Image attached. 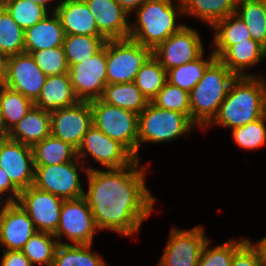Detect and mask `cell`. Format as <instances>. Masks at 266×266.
Returning <instances> with one entry per match:
<instances>
[{
    "label": "cell",
    "instance_id": "obj_1",
    "mask_svg": "<svg viewBox=\"0 0 266 266\" xmlns=\"http://www.w3.org/2000/svg\"><path fill=\"white\" fill-rule=\"evenodd\" d=\"M136 159L122 168H91L84 198L99 231L130 237L139 232L155 209L156 198L146 185L147 165Z\"/></svg>",
    "mask_w": 266,
    "mask_h": 266
},
{
    "label": "cell",
    "instance_id": "obj_2",
    "mask_svg": "<svg viewBox=\"0 0 266 266\" xmlns=\"http://www.w3.org/2000/svg\"><path fill=\"white\" fill-rule=\"evenodd\" d=\"M266 77L237 76L217 115L203 129L219 126L231 130L255 121L266 114Z\"/></svg>",
    "mask_w": 266,
    "mask_h": 266
},
{
    "label": "cell",
    "instance_id": "obj_3",
    "mask_svg": "<svg viewBox=\"0 0 266 266\" xmlns=\"http://www.w3.org/2000/svg\"><path fill=\"white\" fill-rule=\"evenodd\" d=\"M133 13L129 38L151 50L185 25L177 22L184 15L181 0H147Z\"/></svg>",
    "mask_w": 266,
    "mask_h": 266
},
{
    "label": "cell",
    "instance_id": "obj_4",
    "mask_svg": "<svg viewBox=\"0 0 266 266\" xmlns=\"http://www.w3.org/2000/svg\"><path fill=\"white\" fill-rule=\"evenodd\" d=\"M236 77L217 58L206 68L203 77L190 92V120L198 129L203 131L217 115Z\"/></svg>",
    "mask_w": 266,
    "mask_h": 266
},
{
    "label": "cell",
    "instance_id": "obj_5",
    "mask_svg": "<svg viewBox=\"0 0 266 266\" xmlns=\"http://www.w3.org/2000/svg\"><path fill=\"white\" fill-rule=\"evenodd\" d=\"M196 128L185 114L161 109L149 102L138 114V152L141 144L171 142L192 133Z\"/></svg>",
    "mask_w": 266,
    "mask_h": 266
},
{
    "label": "cell",
    "instance_id": "obj_6",
    "mask_svg": "<svg viewBox=\"0 0 266 266\" xmlns=\"http://www.w3.org/2000/svg\"><path fill=\"white\" fill-rule=\"evenodd\" d=\"M93 124L111 139L123 144L140 160L138 153V114L108 105L101 99L90 101Z\"/></svg>",
    "mask_w": 266,
    "mask_h": 266
},
{
    "label": "cell",
    "instance_id": "obj_7",
    "mask_svg": "<svg viewBox=\"0 0 266 266\" xmlns=\"http://www.w3.org/2000/svg\"><path fill=\"white\" fill-rule=\"evenodd\" d=\"M152 50L130 38L106 41L107 84L134 82Z\"/></svg>",
    "mask_w": 266,
    "mask_h": 266
},
{
    "label": "cell",
    "instance_id": "obj_8",
    "mask_svg": "<svg viewBox=\"0 0 266 266\" xmlns=\"http://www.w3.org/2000/svg\"><path fill=\"white\" fill-rule=\"evenodd\" d=\"M76 158L74 161L46 166H34L33 186L47 191L64 200L78 199L84 196L85 188L81 185L80 170L85 174L90 167Z\"/></svg>",
    "mask_w": 266,
    "mask_h": 266
},
{
    "label": "cell",
    "instance_id": "obj_9",
    "mask_svg": "<svg viewBox=\"0 0 266 266\" xmlns=\"http://www.w3.org/2000/svg\"><path fill=\"white\" fill-rule=\"evenodd\" d=\"M99 230L92 216L91 208L84 197L64 200L60 221L54 236L59 244H92ZM66 237L70 242H63Z\"/></svg>",
    "mask_w": 266,
    "mask_h": 266
},
{
    "label": "cell",
    "instance_id": "obj_10",
    "mask_svg": "<svg viewBox=\"0 0 266 266\" xmlns=\"http://www.w3.org/2000/svg\"><path fill=\"white\" fill-rule=\"evenodd\" d=\"M208 239L202 225L187 230L173 227L156 266H198L201 251Z\"/></svg>",
    "mask_w": 266,
    "mask_h": 266
},
{
    "label": "cell",
    "instance_id": "obj_11",
    "mask_svg": "<svg viewBox=\"0 0 266 266\" xmlns=\"http://www.w3.org/2000/svg\"><path fill=\"white\" fill-rule=\"evenodd\" d=\"M91 157L103 168H122L136 160V157L119 141L111 139L94 124L84 135L77 149V158L83 163Z\"/></svg>",
    "mask_w": 266,
    "mask_h": 266
},
{
    "label": "cell",
    "instance_id": "obj_12",
    "mask_svg": "<svg viewBox=\"0 0 266 266\" xmlns=\"http://www.w3.org/2000/svg\"><path fill=\"white\" fill-rule=\"evenodd\" d=\"M203 53L200 33L186 24L152 50V55L166 71L194 61Z\"/></svg>",
    "mask_w": 266,
    "mask_h": 266
},
{
    "label": "cell",
    "instance_id": "obj_13",
    "mask_svg": "<svg viewBox=\"0 0 266 266\" xmlns=\"http://www.w3.org/2000/svg\"><path fill=\"white\" fill-rule=\"evenodd\" d=\"M69 75L80 101L100 99L107 84L106 43L95 55L69 67Z\"/></svg>",
    "mask_w": 266,
    "mask_h": 266
},
{
    "label": "cell",
    "instance_id": "obj_14",
    "mask_svg": "<svg viewBox=\"0 0 266 266\" xmlns=\"http://www.w3.org/2000/svg\"><path fill=\"white\" fill-rule=\"evenodd\" d=\"M92 125L90 101H79L75 105L50 112L51 134L76 150Z\"/></svg>",
    "mask_w": 266,
    "mask_h": 266
},
{
    "label": "cell",
    "instance_id": "obj_15",
    "mask_svg": "<svg viewBox=\"0 0 266 266\" xmlns=\"http://www.w3.org/2000/svg\"><path fill=\"white\" fill-rule=\"evenodd\" d=\"M64 199L31 185L21 190L18 203L27 212L38 232L55 234Z\"/></svg>",
    "mask_w": 266,
    "mask_h": 266
},
{
    "label": "cell",
    "instance_id": "obj_16",
    "mask_svg": "<svg viewBox=\"0 0 266 266\" xmlns=\"http://www.w3.org/2000/svg\"><path fill=\"white\" fill-rule=\"evenodd\" d=\"M46 77L31 54L24 52L7 58L3 85L20 92L34 103L39 98Z\"/></svg>",
    "mask_w": 266,
    "mask_h": 266
},
{
    "label": "cell",
    "instance_id": "obj_17",
    "mask_svg": "<svg viewBox=\"0 0 266 266\" xmlns=\"http://www.w3.org/2000/svg\"><path fill=\"white\" fill-rule=\"evenodd\" d=\"M37 232L33 221L18 202L0 204V245L3 250H21Z\"/></svg>",
    "mask_w": 266,
    "mask_h": 266
},
{
    "label": "cell",
    "instance_id": "obj_18",
    "mask_svg": "<svg viewBox=\"0 0 266 266\" xmlns=\"http://www.w3.org/2000/svg\"><path fill=\"white\" fill-rule=\"evenodd\" d=\"M0 167L20 191L27 189L34 182L32 147L8 138L0 148Z\"/></svg>",
    "mask_w": 266,
    "mask_h": 266
},
{
    "label": "cell",
    "instance_id": "obj_19",
    "mask_svg": "<svg viewBox=\"0 0 266 266\" xmlns=\"http://www.w3.org/2000/svg\"><path fill=\"white\" fill-rule=\"evenodd\" d=\"M106 40L129 38L130 14L116 0H83Z\"/></svg>",
    "mask_w": 266,
    "mask_h": 266
},
{
    "label": "cell",
    "instance_id": "obj_20",
    "mask_svg": "<svg viewBox=\"0 0 266 266\" xmlns=\"http://www.w3.org/2000/svg\"><path fill=\"white\" fill-rule=\"evenodd\" d=\"M64 29L55 12L48 13L42 20L24 30V52L63 46Z\"/></svg>",
    "mask_w": 266,
    "mask_h": 266
},
{
    "label": "cell",
    "instance_id": "obj_21",
    "mask_svg": "<svg viewBox=\"0 0 266 266\" xmlns=\"http://www.w3.org/2000/svg\"><path fill=\"white\" fill-rule=\"evenodd\" d=\"M266 49L252 38L230 46L218 59L236 76H261L247 69L265 60Z\"/></svg>",
    "mask_w": 266,
    "mask_h": 266
},
{
    "label": "cell",
    "instance_id": "obj_22",
    "mask_svg": "<svg viewBox=\"0 0 266 266\" xmlns=\"http://www.w3.org/2000/svg\"><path fill=\"white\" fill-rule=\"evenodd\" d=\"M65 35L102 36L93 14L83 0H65L56 9Z\"/></svg>",
    "mask_w": 266,
    "mask_h": 266
},
{
    "label": "cell",
    "instance_id": "obj_23",
    "mask_svg": "<svg viewBox=\"0 0 266 266\" xmlns=\"http://www.w3.org/2000/svg\"><path fill=\"white\" fill-rule=\"evenodd\" d=\"M80 100L76 96L69 73L46 77L36 107L47 112L75 105Z\"/></svg>",
    "mask_w": 266,
    "mask_h": 266
},
{
    "label": "cell",
    "instance_id": "obj_24",
    "mask_svg": "<svg viewBox=\"0 0 266 266\" xmlns=\"http://www.w3.org/2000/svg\"><path fill=\"white\" fill-rule=\"evenodd\" d=\"M50 134V112L33 105L8 132V138L32 147Z\"/></svg>",
    "mask_w": 266,
    "mask_h": 266
},
{
    "label": "cell",
    "instance_id": "obj_25",
    "mask_svg": "<svg viewBox=\"0 0 266 266\" xmlns=\"http://www.w3.org/2000/svg\"><path fill=\"white\" fill-rule=\"evenodd\" d=\"M211 30L214 36L210 46L217 59L230 46L251 38L247 25L236 13L216 21Z\"/></svg>",
    "mask_w": 266,
    "mask_h": 266
},
{
    "label": "cell",
    "instance_id": "obj_26",
    "mask_svg": "<svg viewBox=\"0 0 266 266\" xmlns=\"http://www.w3.org/2000/svg\"><path fill=\"white\" fill-rule=\"evenodd\" d=\"M238 0H181L184 16L196 17L208 27L235 13Z\"/></svg>",
    "mask_w": 266,
    "mask_h": 266
},
{
    "label": "cell",
    "instance_id": "obj_27",
    "mask_svg": "<svg viewBox=\"0 0 266 266\" xmlns=\"http://www.w3.org/2000/svg\"><path fill=\"white\" fill-rule=\"evenodd\" d=\"M108 105L140 114L149 104L134 82L106 84L100 98Z\"/></svg>",
    "mask_w": 266,
    "mask_h": 266
},
{
    "label": "cell",
    "instance_id": "obj_28",
    "mask_svg": "<svg viewBox=\"0 0 266 266\" xmlns=\"http://www.w3.org/2000/svg\"><path fill=\"white\" fill-rule=\"evenodd\" d=\"M34 166H46L74 161L77 150L59 138L50 134L32 146Z\"/></svg>",
    "mask_w": 266,
    "mask_h": 266
},
{
    "label": "cell",
    "instance_id": "obj_29",
    "mask_svg": "<svg viewBox=\"0 0 266 266\" xmlns=\"http://www.w3.org/2000/svg\"><path fill=\"white\" fill-rule=\"evenodd\" d=\"M93 244H58L52 266H109Z\"/></svg>",
    "mask_w": 266,
    "mask_h": 266
},
{
    "label": "cell",
    "instance_id": "obj_30",
    "mask_svg": "<svg viewBox=\"0 0 266 266\" xmlns=\"http://www.w3.org/2000/svg\"><path fill=\"white\" fill-rule=\"evenodd\" d=\"M34 103L20 92L0 85V113L3 128L9 132Z\"/></svg>",
    "mask_w": 266,
    "mask_h": 266
},
{
    "label": "cell",
    "instance_id": "obj_31",
    "mask_svg": "<svg viewBox=\"0 0 266 266\" xmlns=\"http://www.w3.org/2000/svg\"><path fill=\"white\" fill-rule=\"evenodd\" d=\"M204 56L203 53L194 61L167 70V82L190 93L203 77L206 68L216 59L213 52L208 59Z\"/></svg>",
    "mask_w": 266,
    "mask_h": 266
},
{
    "label": "cell",
    "instance_id": "obj_32",
    "mask_svg": "<svg viewBox=\"0 0 266 266\" xmlns=\"http://www.w3.org/2000/svg\"><path fill=\"white\" fill-rule=\"evenodd\" d=\"M235 13L247 25L251 38L266 49L265 0H238Z\"/></svg>",
    "mask_w": 266,
    "mask_h": 266
},
{
    "label": "cell",
    "instance_id": "obj_33",
    "mask_svg": "<svg viewBox=\"0 0 266 266\" xmlns=\"http://www.w3.org/2000/svg\"><path fill=\"white\" fill-rule=\"evenodd\" d=\"M103 36L65 35L63 48L68 67L80 63L98 53L105 45Z\"/></svg>",
    "mask_w": 266,
    "mask_h": 266
},
{
    "label": "cell",
    "instance_id": "obj_34",
    "mask_svg": "<svg viewBox=\"0 0 266 266\" xmlns=\"http://www.w3.org/2000/svg\"><path fill=\"white\" fill-rule=\"evenodd\" d=\"M167 82V71L151 55L137 72L134 83L151 102Z\"/></svg>",
    "mask_w": 266,
    "mask_h": 266
},
{
    "label": "cell",
    "instance_id": "obj_35",
    "mask_svg": "<svg viewBox=\"0 0 266 266\" xmlns=\"http://www.w3.org/2000/svg\"><path fill=\"white\" fill-rule=\"evenodd\" d=\"M58 244L54 234L37 232L21 251L30 260L32 266H52Z\"/></svg>",
    "mask_w": 266,
    "mask_h": 266
},
{
    "label": "cell",
    "instance_id": "obj_36",
    "mask_svg": "<svg viewBox=\"0 0 266 266\" xmlns=\"http://www.w3.org/2000/svg\"><path fill=\"white\" fill-rule=\"evenodd\" d=\"M0 51L7 57L24 53V30L0 5Z\"/></svg>",
    "mask_w": 266,
    "mask_h": 266
},
{
    "label": "cell",
    "instance_id": "obj_37",
    "mask_svg": "<svg viewBox=\"0 0 266 266\" xmlns=\"http://www.w3.org/2000/svg\"><path fill=\"white\" fill-rule=\"evenodd\" d=\"M1 5L23 30L32 27L50 13L43 6L29 0H6Z\"/></svg>",
    "mask_w": 266,
    "mask_h": 266
},
{
    "label": "cell",
    "instance_id": "obj_38",
    "mask_svg": "<svg viewBox=\"0 0 266 266\" xmlns=\"http://www.w3.org/2000/svg\"><path fill=\"white\" fill-rule=\"evenodd\" d=\"M233 142L241 149L253 151L266 146V114L231 130Z\"/></svg>",
    "mask_w": 266,
    "mask_h": 266
},
{
    "label": "cell",
    "instance_id": "obj_39",
    "mask_svg": "<svg viewBox=\"0 0 266 266\" xmlns=\"http://www.w3.org/2000/svg\"><path fill=\"white\" fill-rule=\"evenodd\" d=\"M248 238L241 237L237 239H230L225 243L210 247V239L205 243L201 251L198 266H230L235 251L247 240Z\"/></svg>",
    "mask_w": 266,
    "mask_h": 266
},
{
    "label": "cell",
    "instance_id": "obj_40",
    "mask_svg": "<svg viewBox=\"0 0 266 266\" xmlns=\"http://www.w3.org/2000/svg\"><path fill=\"white\" fill-rule=\"evenodd\" d=\"M151 102L161 109L185 114L190 119V93L169 82L165 83Z\"/></svg>",
    "mask_w": 266,
    "mask_h": 266
},
{
    "label": "cell",
    "instance_id": "obj_41",
    "mask_svg": "<svg viewBox=\"0 0 266 266\" xmlns=\"http://www.w3.org/2000/svg\"><path fill=\"white\" fill-rule=\"evenodd\" d=\"M30 54L47 77L69 73L63 46L37 50Z\"/></svg>",
    "mask_w": 266,
    "mask_h": 266
},
{
    "label": "cell",
    "instance_id": "obj_42",
    "mask_svg": "<svg viewBox=\"0 0 266 266\" xmlns=\"http://www.w3.org/2000/svg\"><path fill=\"white\" fill-rule=\"evenodd\" d=\"M230 266H263L258 250L249 238L235 251Z\"/></svg>",
    "mask_w": 266,
    "mask_h": 266
},
{
    "label": "cell",
    "instance_id": "obj_43",
    "mask_svg": "<svg viewBox=\"0 0 266 266\" xmlns=\"http://www.w3.org/2000/svg\"><path fill=\"white\" fill-rule=\"evenodd\" d=\"M3 194H6L5 197ZM20 190L11 182L9 176L0 167V204L3 202H17Z\"/></svg>",
    "mask_w": 266,
    "mask_h": 266
},
{
    "label": "cell",
    "instance_id": "obj_44",
    "mask_svg": "<svg viewBox=\"0 0 266 266\" xmlns=\"http://www.w3.org/2000/svg\"><path fill=\"white\" fill-rule=\"evenodd\" d=\"M0 266H32L21 250H2Z\"/></svg>",
    "mask_w": 266,
    "mask_h": 266
},
{
    "label": "cell",
    "instance_id": "obj_45",
    "mask_svg": "<svg viewBox=\"0 0 266 266\" xmlns=\"http://www.w3.org/2000/svg\"><path fill=\"white\" fill-rule=\"evenodd\" d=\"M130 15L147 0H116Z\"/></svg>",
    "mask_w": 266,
    "mask_h": 266
},
{
    "label": "cell",
    "instance_id": "obj_46",
    "mask_svg": "<svg viewBox=\"0 0 266 266\" xmlns=\"http://www.w3.org/2000/svg\"><path fill=\"white\" fill-rule=\"evenodd\" d=\"M251 243L257 248L260 258L262 260L263 266H266V236L262 239L256 240V242H252L251 239H249Z\"/></svg>",
    "mask_w": 266,
    "mask_h": 266
},
{
    "label": "cell",
    "instance_id": "obj_47",
    "mask_svg": "<svg viewBox=\"0 0 266 266\" xmlns=\"http://www.w3.org/2000/svg\"><path fill=\"white\" fill-rule=\"evenodd\" d=\"M29 1H32V2H34V3H37V4H39V5H41V6H43L44 8H46L49 12H55L56 11V9H57V7L63 2V1H65V0H29ZM55 1H59L58 3H56L57 5H55ZM54 5H53V4ZM50 5H53V7L52 6H50ZM50 6V7H49ZM52 8V9H51Z\"/></svg>",
    "mask_w": 266,
    "mask_h": 266
},
{
    "label": "cell",
    "instance_id": "obj_48",
    "mask_svg": "<svg viewBox=\"0 0 266 266\" xmlns=\"http://www.w3.org/2000/svg\"><path fill=\"white\" fill-rule=\"evenodd\" d=\"M7 56L0 51V85H3L6 77Z\"/></svg>",
    "mask_w": 266,
    "mask_h": 266
},
{
    "label": "cell",
    "instance_id": "obj_49",
    "mask_svg": "<svg viewBox=\"0 0 266 266\" xmlns=\"http://www.w3.org/2000/svg\"><path fill=\"white\" fill-rule=\"evenodd\" d=\"M7 139H8V132L4 128H0V148Z\"/></svg>",
    "mask_w": 266,
    "mask_h": 266
},
{
    "label": "cell",
    "instance_id": "obj_50",
    "mask_svg": "<svg viewBox=\"0 0 266 266\" xmlns=\"http://www.w3.org/2000/svg\"><path fill=\"white\" fill-rule=\"evenodd\" d=\"M0 128H3V123H2V120H1V113H0Z\"/></svg>",
    "mask_w": 266,
    "mask_h": 266
},
{
    "label": "cell",
    "instance_id": "obj_51",
    "mask_svg": "<svg viewBox=\"0 0 266 266\" xmlns=\"http://www.w3.org/2000/svg\"><path fill=\"white\" fill-rule=\"evenodd\" d=\"M265 19H266V0H265Z\"/></svg>",
    "mask_w": 266,
    "mask_h": 266
},
{
    "label": "cell",
    "instance_id": "obj_52",
    "mask_svg": "<svg viewBox=\"0 0 266 266\" xmlns=\"http://www.w3.org/2000/svg\"><path fill=\"white\" fill-rule=\"evenodd\" d=\"M4 1H6V0H0V5H1Z\"/></svg>",
    "mask_w": 266,
    "mask_h": 266
}]
</instances>
